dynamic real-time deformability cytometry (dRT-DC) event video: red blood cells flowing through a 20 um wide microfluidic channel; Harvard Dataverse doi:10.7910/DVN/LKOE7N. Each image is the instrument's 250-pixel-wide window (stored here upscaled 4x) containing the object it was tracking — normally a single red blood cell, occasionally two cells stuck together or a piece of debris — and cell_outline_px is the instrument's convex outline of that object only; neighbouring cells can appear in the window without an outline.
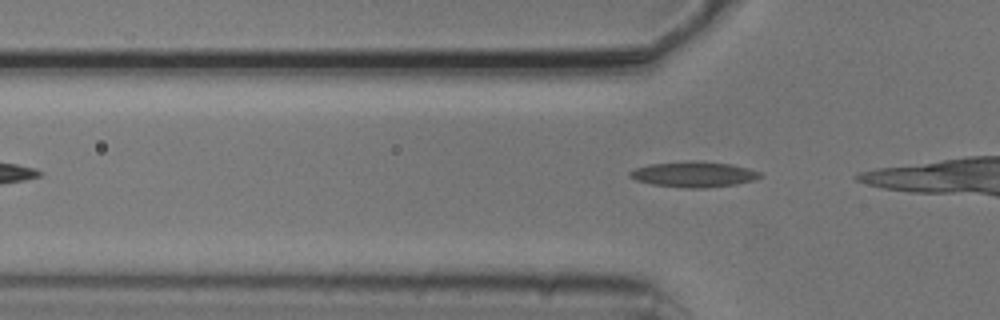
{"species": "common noctule bat (a hibernating species)", "species_latin": "Nyctalus noctula", "temperature_condition": "cold", "stored_images_in_passage": 3, "camera_frame_rate_fps": 3000, "um_per_image_px": 0.085, "animal": {"sex": "male", "body_mass_g": 20.5, "forearm_length_mm": 52.5}, "frame": {"image": 1, "passage_image": 3, "time_ms": 0.667, "image_size_px": [1000, 320], "cell_outline_px": [[760, 176], [752, 180], [736, 184], [704, 188], [684, 188], [652, 184], [636, 180], [628, 176], [628, 172], [636, 168], [648, 164], [688, 160], [696, 160], [732, 164], [748, 168], [760, 172]], "centroid_in_image_um": [58.92, 14.8], "position_along_channel_um": 66.9, "area_um2": 19.48}}